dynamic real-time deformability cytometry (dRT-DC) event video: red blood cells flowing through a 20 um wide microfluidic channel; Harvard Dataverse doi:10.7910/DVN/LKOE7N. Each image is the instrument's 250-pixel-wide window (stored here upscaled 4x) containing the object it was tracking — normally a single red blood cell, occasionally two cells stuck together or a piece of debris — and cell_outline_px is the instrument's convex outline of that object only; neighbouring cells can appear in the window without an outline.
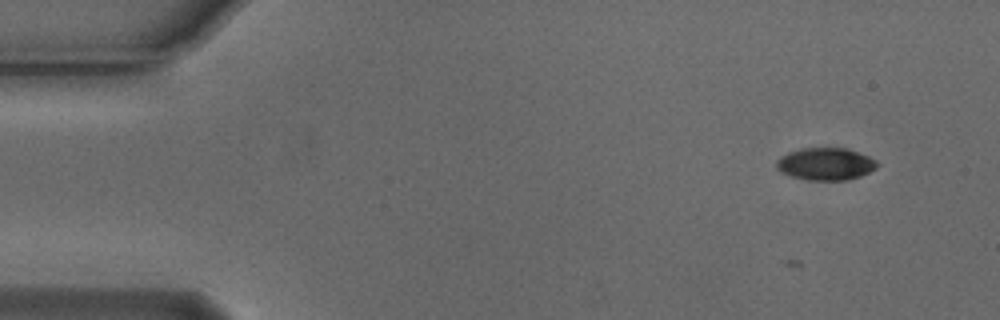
{"species": "Egyptian fruit bat (a non-hibernating species)", "species_latin": "Rousettus aegyptiacus", "temperature_condition": "cold", "stored_images_in_passage": 5, "camera_frame_rate_fps": 3000, "um_per_image_px": 0.085, "animal": {"sex": "male"}, "frame": {"image": 1, "passage_image": 5, "time_ms": 1.333, "image_size_px": [1000, 320], "cell_outline_px": [[880, 164], [876, 168], [860, 176], [848, 180], [808, 180], [792, 176], [780, 172], [776, 168], [776, 160], [780, 156], [788, 152], [800, 148], [848, 148], [868, 156], [876, 160]], "centroid_in_image_um": [70.16, 13.93], "position_along_channel_um": 14.8, "area_um2": 19.13}}